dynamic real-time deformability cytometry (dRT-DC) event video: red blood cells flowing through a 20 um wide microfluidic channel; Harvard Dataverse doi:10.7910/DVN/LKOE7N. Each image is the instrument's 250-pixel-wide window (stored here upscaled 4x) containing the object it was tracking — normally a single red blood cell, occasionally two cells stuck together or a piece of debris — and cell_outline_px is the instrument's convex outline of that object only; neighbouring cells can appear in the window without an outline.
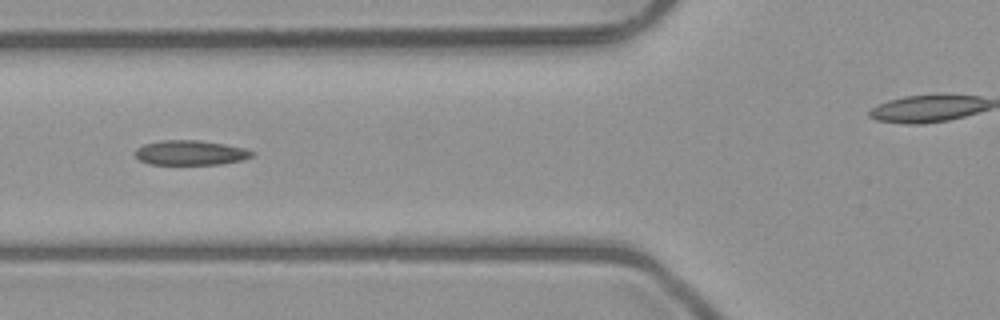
{"species": "common noctule bat (a hibernating species)", "species_latin": "Nyctalus noctula", "temperature_condition": "room temperature", "stored_images_in_passage": 2, "camera_frame_rate_fps": 3000, "um_per_image_px": 0.085, "animal": {"sex": "male", "body_mass_g": 23.1, "forearm_length_mm": 52.7}, "frame": {"image": 1, "passage_image": 2, "time_ms": 1.0, "image_size_px": [1000, 320], "cell_outline_px": [[252, 156], [244, 160], [220, 164], [148, 164], [140, 160], [136, 156], [136, 148], [144, 144], [160, 140], [200, 140], [224, 144], [244, 148], [252, 152]], "centroid_in_image_um": [16.17, 12.98], "position_along_channel_um": 109.6, "area_um2": 16.76}}